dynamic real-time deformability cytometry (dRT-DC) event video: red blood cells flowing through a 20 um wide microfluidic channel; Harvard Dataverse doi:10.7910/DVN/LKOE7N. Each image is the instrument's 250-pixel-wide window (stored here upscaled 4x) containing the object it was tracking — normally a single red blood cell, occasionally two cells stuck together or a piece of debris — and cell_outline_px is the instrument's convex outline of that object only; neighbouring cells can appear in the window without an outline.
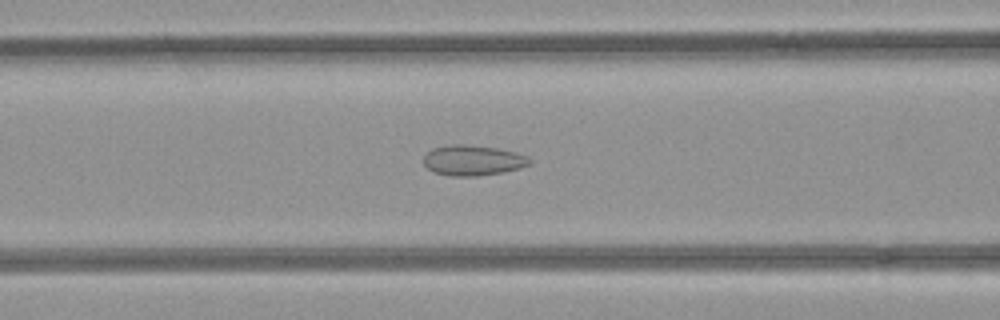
{"species": "common noctule bat (a hibernating species)", "species_latin": "Nyctalus noctula", "temperature_condition": "room temperature", "stored_images_in_passage": 46, "camera_frame_rate_fps": 3000, "um_per_image_px": 0.085, "animal": {"sex": "female", "body_mass_g": 21.9}, "frame": {"image": 1, "passage_image": 14, "time_ms": 4.333, "image_size_px": [1000, 320], "cell_outline_px": [[532, 164], [520, 168], [500, 172], [476, 176], [448, 176], [436, 172], [428, 168], [424, 164], [424, 156], [432, 148], [452, 144], [464, 144], [496, 148], [516, 152], [528, 156], [532, 160]], "centroid_in_image_um": [40.22, 13.62], "position_along_channel_um": 126.4, "area_um2": 18.73}}
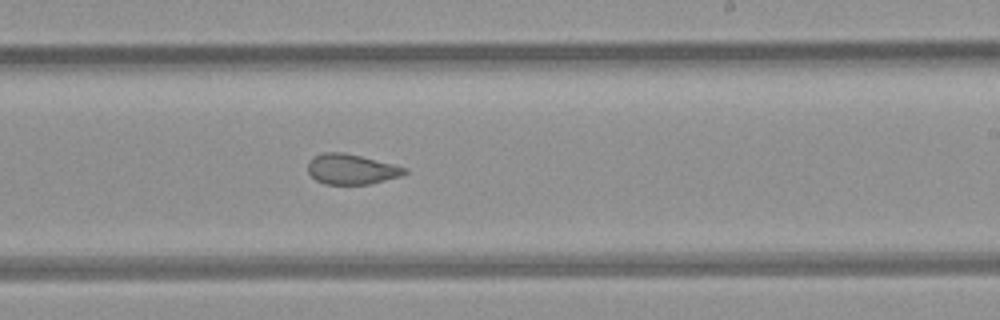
{"frame": {"image": 2, "passage_image": 24, "time_ms": 7.667, "image_size_px": [1000, 320], "cell_outline_px": [[408, 172], [404, 176], [368, 184], [324, 184], [316, 180], [308, 172], [308, 160], [312, 156], [324, 152], [344, 152], [408, 168]], "centroid_in_image_um": [29.87, 14.38], "position_along_channel_um": 259.1, "area_um2": 17.17}}
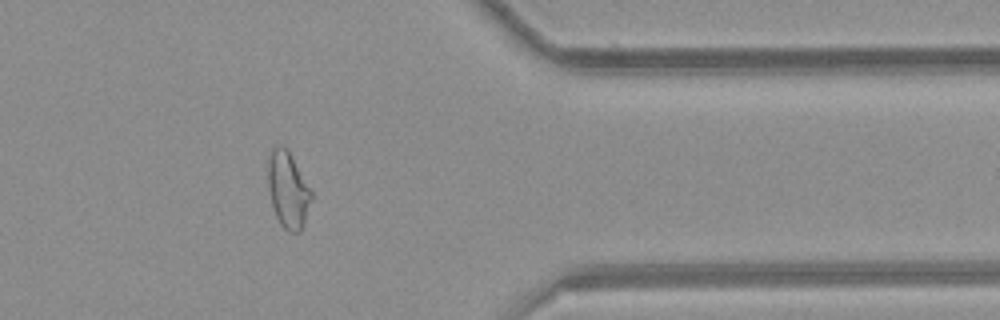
{"frame": {"image": 3, "passage_image": 35, "time_ms": 11.333, "image_size_px": [1000, 320], "cell_outline_px": [[312, 200], [304, 224], [300, 232], [288, 232], [280, 224], [276, 216], [272, 204], [268, 188], [268, 160], [272, 148], [276, 144], [280, 144], [292, 156], [312, 192]], "centroid_in_image_um": [24.48, 16.15], "position_along_channel_um": 386.9, "area_um2": 19.25}, "authors_computed_cell_mechanics": {"area_um2": 19.3341, "velocity_mm_per_s": 3.986, "shape_relaxation_time_tau1_ms": null, "shape_relaxation_time_tau2_ms": 1.5016, "deformation_change_tau1": null, "deformation_change_tau2": 0.0823}}